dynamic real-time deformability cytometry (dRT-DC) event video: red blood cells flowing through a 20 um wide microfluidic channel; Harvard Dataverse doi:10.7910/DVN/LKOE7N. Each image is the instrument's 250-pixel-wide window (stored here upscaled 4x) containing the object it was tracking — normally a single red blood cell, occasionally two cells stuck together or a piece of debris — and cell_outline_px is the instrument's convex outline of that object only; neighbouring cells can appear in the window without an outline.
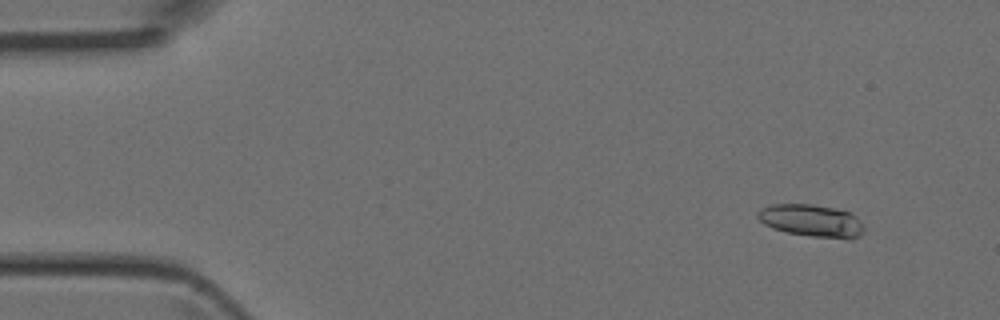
{"species": "Egyptian fruit bat (a non-hibernating species)", "species_latin": "Rousettus aegyptiacus", "temperature_condition": "room temperature", "stored_images_in_passage": 5, "camera_frame_rate_fps": 3000, "um_per_image_px": 0.085, "animal": {"sex": "female"}, "frame": {"image": 1, "passage_image": 2, "time_ms": 0.333, "image_size_px": [1000, 320], "cell_outline_px": [[864, 232], [860, 236], [852, 240], [848, 240], [812, 236], [788, 232], [772, 228], [764, 224], [756, 216], [756, 212], [760, 208], [772, 204], [812, 204], [852, 212], [856, 216], [864, 228]], "centroid_in_image_um": [69.0, 18.76], "position_along_channel_um": 16.0, "area_um2": 20.29}}
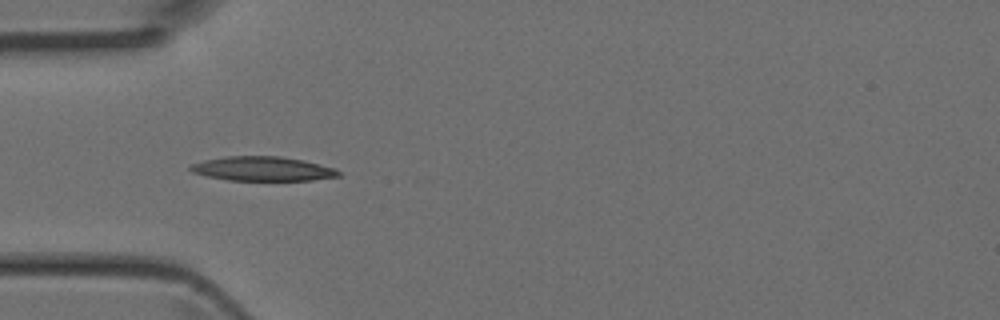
{"frame": {"image": 2, "passage_image": 5, "time_ms": 1.333, "image_size_px": [1000, 320], "cell_outline_px": [[340, 176], [312, 180], [228, 180], [208, 176], [192, 172], [188, 168], [192, 164], [204, 160], [224, 156], [280, 156], [304, 160], [336, 168], [340, 172]], "centroid_in_image_um": [22.34, 14.34], "position_along_channel_um": 62.7, "area_um2": 20.98}}